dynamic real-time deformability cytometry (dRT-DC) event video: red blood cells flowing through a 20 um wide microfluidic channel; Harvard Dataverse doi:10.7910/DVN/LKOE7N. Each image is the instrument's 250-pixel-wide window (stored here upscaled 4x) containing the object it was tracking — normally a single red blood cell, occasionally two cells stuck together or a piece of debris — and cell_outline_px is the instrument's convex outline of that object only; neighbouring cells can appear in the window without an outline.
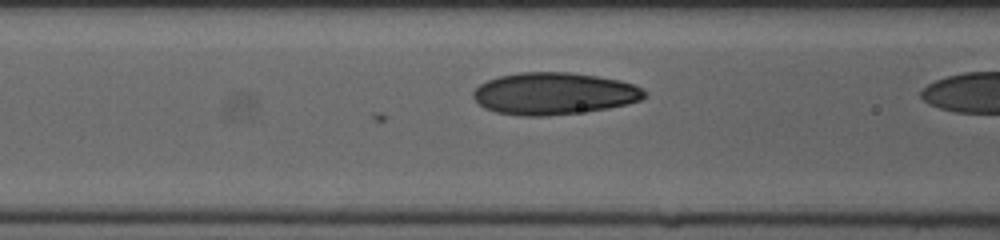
{"species": "human", "species_latin": "Homo sapiens", "temperature_condition": "cold", "stored_images_in_passage": 9, "camera_frame_rate_fps": 3000, "um_per_image_px": 0.085, "donor": {"sex": "female"}, "frame": {"image": 1, "passage_image": 8, "time_ms": 2.333, "image_size_px": [1000, 240], "cell_outline_px": [[648, 96], [640, 100], [608, 108], [584, 112], [548, 116], [520, 116], [496, 112], [484, 108], [472, 96], [472, 92], [480, 84], [488, 80], [500, 76], [520, 72], [568, 72], [596, 76], [620, 80], [632, 84], [648, 92]], "centroid_in_image_um": [47.08, 7.96], "position_along_channel_um": 119.5, "area_um2": 42.02}}